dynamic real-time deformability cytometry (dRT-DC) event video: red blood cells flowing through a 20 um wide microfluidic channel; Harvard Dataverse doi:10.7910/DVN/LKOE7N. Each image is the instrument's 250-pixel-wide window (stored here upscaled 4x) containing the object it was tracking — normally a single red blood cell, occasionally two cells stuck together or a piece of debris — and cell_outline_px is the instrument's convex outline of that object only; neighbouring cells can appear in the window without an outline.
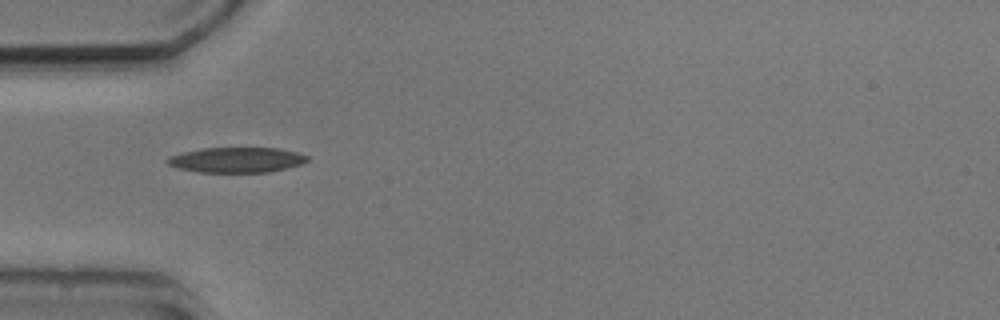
{"species": "common noctule bat (a hibernating species)", "species_latin": "Nyctalus noctula", "temperature_condition": "cold", "stored_images_in_passage": 2, "camera_frame_rate_fps": 3000, "um_per_image_px": 0.085, "animal": {"sex": "male", "body_mass_g": 20.5, "forearm_length_mm": 52.5}, "frame": {"image": 1, "passage_image": 1, "time_ms": 0.0, "image_size_px": [1000, 320], "cell_outline_px": [[308, 160], [300, 164], [268, 172], [200, 172], [180, 168], [168, 164], [164, 160], [168, 156], [184, 152], [204, 148], [280, 148], [296, 152], [308, 156]], "centroid_in_image_um": [20.09, 13.58], "position_along_channel_um": 64.9, "area_um2": 20.35}}